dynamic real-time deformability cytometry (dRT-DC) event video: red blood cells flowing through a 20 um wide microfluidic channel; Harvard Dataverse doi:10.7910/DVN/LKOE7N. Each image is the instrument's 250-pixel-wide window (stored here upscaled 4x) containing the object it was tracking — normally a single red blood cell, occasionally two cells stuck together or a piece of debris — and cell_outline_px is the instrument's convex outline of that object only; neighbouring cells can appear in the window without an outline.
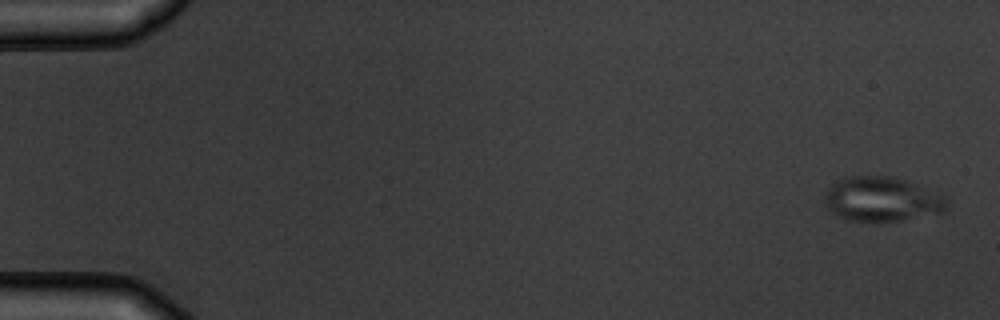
{"species": "common noctule bat (a hibernating species)", "species_latin": "Nyctalus noctula", "temperature_condition": "warm", "stored_images_in_passage": 6, "camera_frame_rate_fps": 3000, "um_per_image_px": 0.085, "animal": {"sex": "male", "body_mass_g": 19.5, "forearm_length_mm": 54.6}, "frame": {"image": 1, "passage_image": 1, "time_ms": 0.0, "image_size_px": [1000, 320], "cell_outline_px": [[948, 196], [944, 212], [904, 220], [880, 224], [848, 220], [836, 216], [828, 208], [824, 192], [832, 184], [844, 176], [892, 176], [944, 192]], "centroid_in_image_um": [75.01, 16.95], "position_along_channel_um": 10.0, "area_um2": 32.83}}